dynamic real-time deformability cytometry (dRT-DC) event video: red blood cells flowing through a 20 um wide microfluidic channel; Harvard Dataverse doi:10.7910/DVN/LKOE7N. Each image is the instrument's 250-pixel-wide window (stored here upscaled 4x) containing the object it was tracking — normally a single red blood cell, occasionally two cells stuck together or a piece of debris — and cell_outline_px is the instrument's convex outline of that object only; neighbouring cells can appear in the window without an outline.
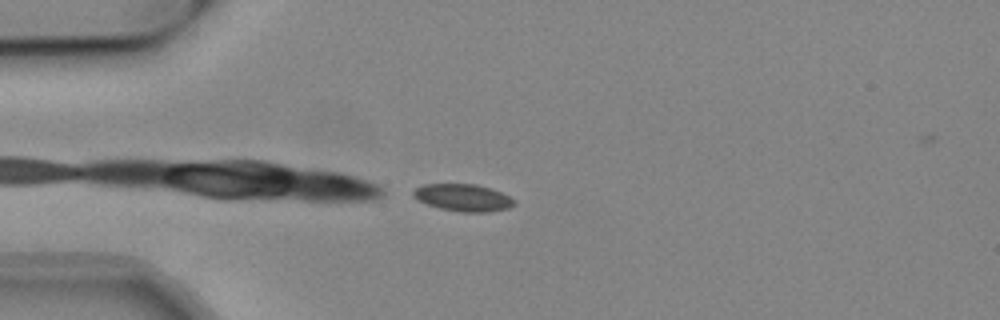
{"species": "common noctule bat (a hibernating species)", "species_latin": "Nyctalus noctula", "temperature_condition": "cold", "stored_images_in_passage": 5, "camera_frame_rate_fps": 3000, "um_per_image_px": 0.085, "animal": {"sex": "male", "body_mass_g": 19.2, "forearm_length_mm": 51.8}, "frame": {"image": 1, "passage_image": 5, "time_ms": 1.333, "image_size_px": [1000, 320], "cell_outline_px": [[516, 204], [508, 208], [488, 212], [460, 212], [440, 208], [428, 204], [420, 200], [412, 192], [416, 188], [424, 184], [476, 184], [500, 192], [516, 200]], "centroid_in_image_um": [39.41, 16.8], "position_along_channel_um": 45.6, "area_um2": 15.72}}